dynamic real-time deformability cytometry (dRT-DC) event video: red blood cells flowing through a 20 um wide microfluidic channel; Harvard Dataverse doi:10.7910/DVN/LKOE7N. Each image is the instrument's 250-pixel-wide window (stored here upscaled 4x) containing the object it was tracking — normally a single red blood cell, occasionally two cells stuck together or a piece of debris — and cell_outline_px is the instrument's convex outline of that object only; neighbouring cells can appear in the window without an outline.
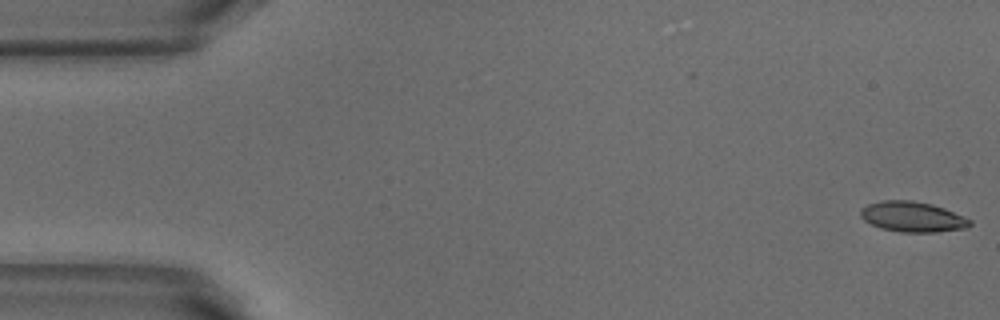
{"species": "common noctule bat (a hibernating species)", "species_latin": "Nyctalus noctula", "temperature_condition": "warm", "stored_images_in_passage": 51, "camera_frame_rate_fps": 3000, "um_per_image_px": 0.085, "animal": {"sex": "male", "body_mass_g": 18.8}, "frame": {"image": 1, "passage_image": 1, "time_ms": 0.0, "image_size_px": [1000, 320], "cell_outline_px": [[972, 224], [968, 228], [936, 232], [900, 232], [880, 228], [864, 220], [860, 216], [860, 208], [868, 204], [884, 200], [912, 200], [932, 204], [944, 208], [972, 220]], "centroid_in_image_um": [77.57, 18.43], "position_along_channel_um": 7.4, "area_um2": 19.42}}
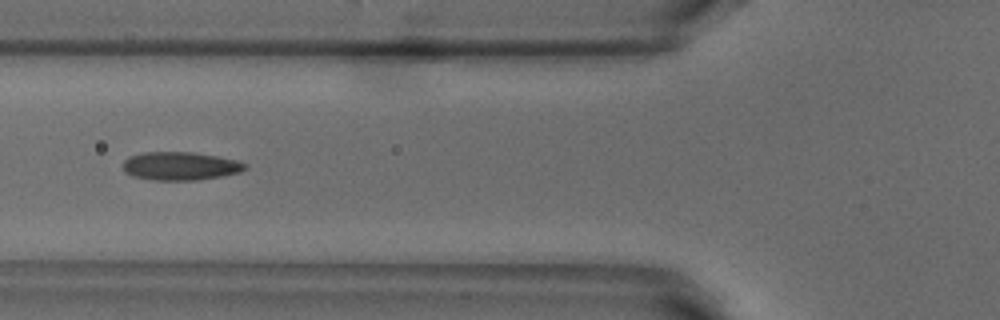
{"frame": {"image": 2, "passage_image": 19, "time_ms": 6.0, "image_size_px": [1000, 320], "cell_outline_px": [[248, 168], [240, 172], [200, 180], [152, 180], [132, 176], [124, 172], [124, 160], [128, 156], [140, 152], [192, 152], [216, 156], [236, 160], [248, 164]], "centroid_in_image_um": [15.31, 14.11], "position_along_channel_um": 110.5, "area_um2": 20.29}}
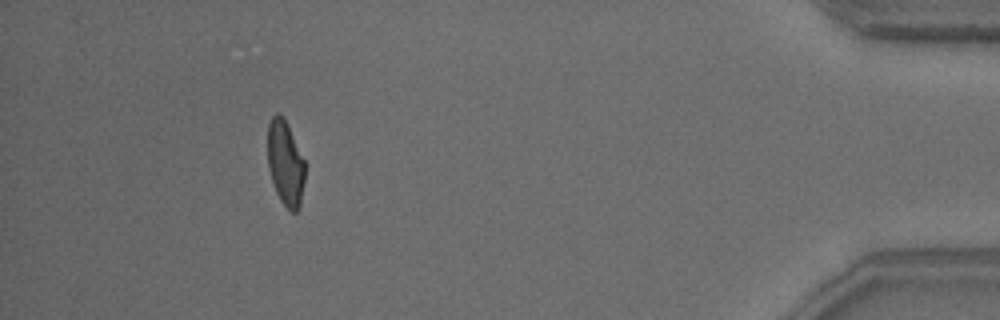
{"frame": {"image": 3, "passage_image": 47, "time_ms": 15.333, "image_size_px": [1000, 320], "cell_outline_px": [[304, 180], [300, 208], [296, 212], [292, 212], [280, 200], [276, 192], [268, 168], [268, 124], [272, 116], [276, 112], [280, 112], [284, 116], [304, 160]], "centroid_in_image_um": [24.25, 13.84], "position_along_channel_um": 411.0, "area_um2": 18.5}, "authors_computed_cell_mechanics": {"area_um2": 19.5364, "velocity_mm_per_s": 3.884, "shape_relaxation_time_tau1_ms": 4.7579, "shape_relaxation_time_tau2_ms": 1.3666, "deformation_change_tau1": 0.1841, "deformation_change_tau2": 0.0884}}